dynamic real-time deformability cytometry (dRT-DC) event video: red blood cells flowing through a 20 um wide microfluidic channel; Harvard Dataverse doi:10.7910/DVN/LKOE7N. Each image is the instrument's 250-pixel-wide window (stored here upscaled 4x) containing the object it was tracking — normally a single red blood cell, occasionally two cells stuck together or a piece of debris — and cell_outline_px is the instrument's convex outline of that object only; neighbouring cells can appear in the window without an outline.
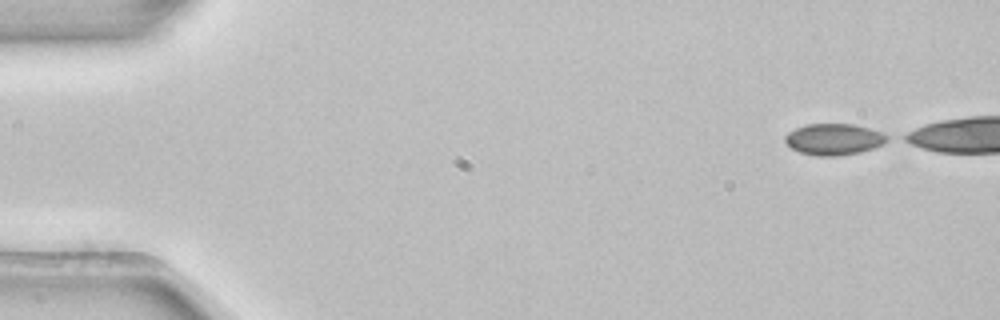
{"species": "common noctule bat (a hibernating species)", "species_latin": "Nyctalus noctula", "temperature_condition": "room temperature", "stored_images_in_passage": 5, "camera_frame_rate_fps": 3000, "um_per_image_px": 0.085, "animal": {"sex": "female", "body_mass_g": 22.7, "forearm_length_mm": 54.2}, "frame": {"image": 1, "passage_image": 1, "time_ms": 0.0, "image_size_px": [1000, 320], "cell_outline_px": [[892, 140], [884, 144], [860, 152], [836, 156], [816, 156], [800, 152], [792, 148], [784, 140], [784, 136], [788, 132], [804, 124], [852, 124], [884, 132], [892, 136]], "centroid_in_image_um": [70.94, 11.83], "position_along_channel_um": 14.1, "area_um2": 18.9}}